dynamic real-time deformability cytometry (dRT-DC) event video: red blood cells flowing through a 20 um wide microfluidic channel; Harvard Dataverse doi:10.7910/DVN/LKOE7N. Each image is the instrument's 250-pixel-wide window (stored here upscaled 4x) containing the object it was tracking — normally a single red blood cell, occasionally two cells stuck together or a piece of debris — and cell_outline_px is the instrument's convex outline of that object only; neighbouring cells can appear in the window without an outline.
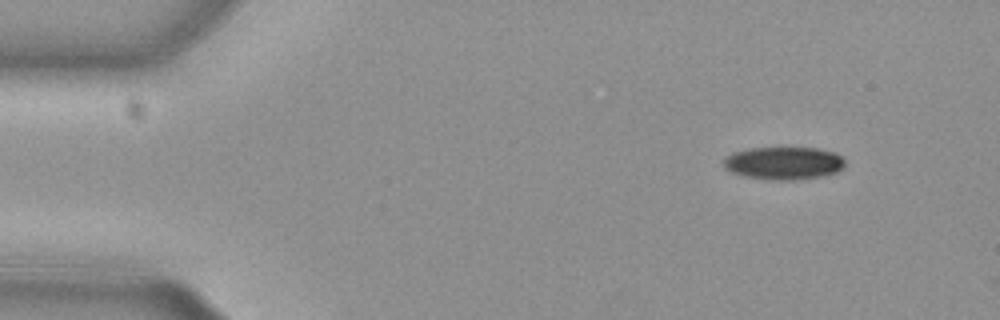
{"species": "common noctule bat (a hibernating species)", "species_latin": "Nyctalus noctula", "temperature_condition": "cold", "stored_images_in_passage": 49, "camera_frame_rate_fps": 3000, "um_per_image_px": 0.085, "animal": {"sex": "female", "body_mass_g": 29.2, "forearm_length_mm": 56.3}, "frame": {"image": 1, "passage_image": 1, "time_ms": 0.0, "image_size_px": [1000, 320], "cell_outline_px": [[844, 164], [836, 172], [820, 176], [788, 180], [780, 180], [748, 176], [732, 172], [724, 168], [724, 156], [732, 152], [748, 148], [816, 148], [836, 152], [844, 160]], "centroid_in_image_um": [66.58, 13.84], "position_along_channel_um": 18.4, "area_um2": 22.83}}
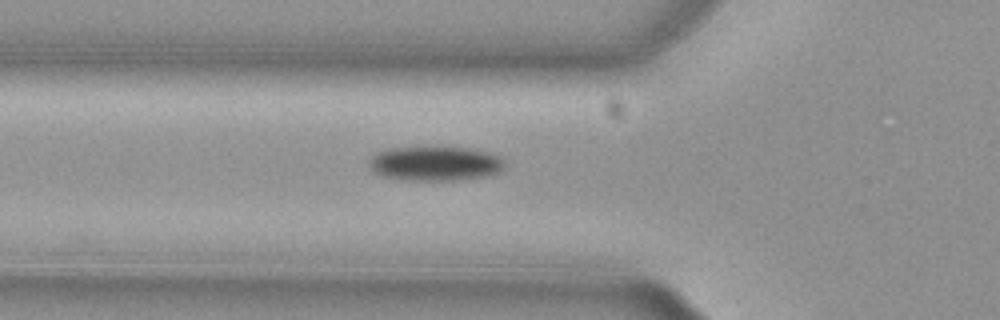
{"frame": {"image": 2, "passage_image": 14, "time_ms": 4.333, "image_size_px": [1000, 320], "cell_outline_px": [[504, 164], [496, 172], [484, 176], [456, 180], [400, 180], [380, 176], [368, 164], [368, 160], [380, 152], [392, 148], [468, 148], [488, 152], [496, 156]], "centroid_in_image_um": [36.92, 13.92], "position_along_channel_um": 88.9, "area_um2": 26.47}}
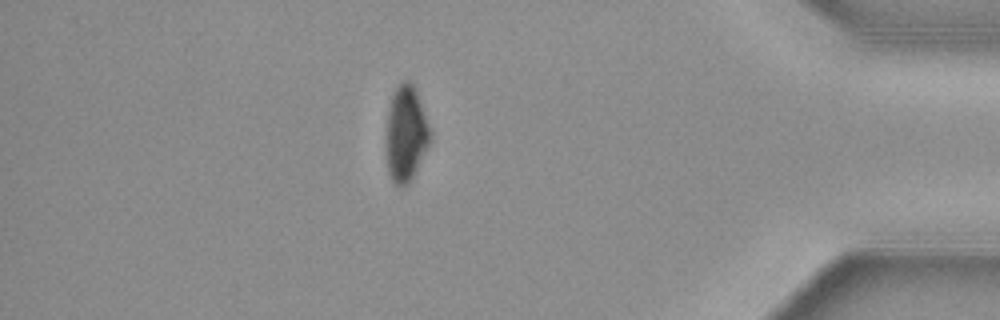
{"frame": {"image": 3, "passage_image": 42, "time_ms": 13.667, "image_size_px": [1000, 320], "cell_outline_px": [[432, 140], [412, 180], [404, 188], [400, 188], [392, 180], [388, 172], [388, 112], [392, 92], [404, 80], [408, 80], [412, 84], [416, 92], [432, 132]], "centroid_in_image_um": [34.55, 11.42], "position_along_channel_um": 400.7, "area_um2": 24.33}, "authors_computed_cell_mechanics": {"area_um2": 26.4146, "velocity_mm_per_s": 3.8022, "shape_relaxation_time_tau1_ms": 3.4676, "shape_relaxation_time_tau2_ms": null, "deformation_change_tau1": 0.1119, "deformation_change_tau2": null}}